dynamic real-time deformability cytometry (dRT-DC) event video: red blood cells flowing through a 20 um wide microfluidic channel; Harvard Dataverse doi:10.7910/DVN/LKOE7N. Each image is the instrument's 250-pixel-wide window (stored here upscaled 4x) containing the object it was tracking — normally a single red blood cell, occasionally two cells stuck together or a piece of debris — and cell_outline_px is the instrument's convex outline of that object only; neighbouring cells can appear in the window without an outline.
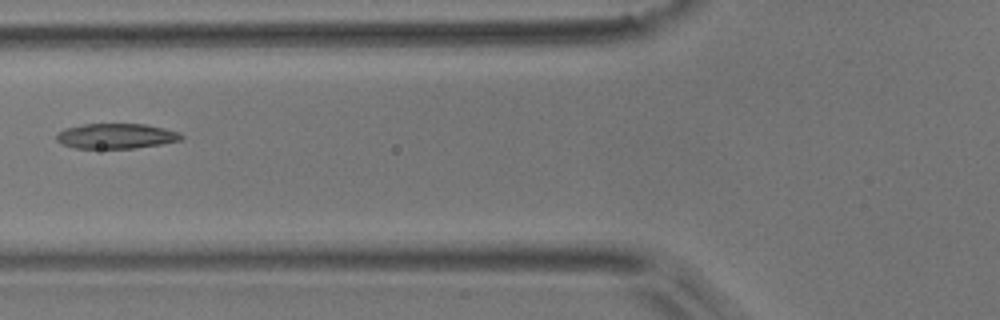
{"species": "common noctule bat (a hibernating species)", "species_latin": "Nyctalus noctula", "temperature_condition": "room temperature", "stored_images_in_passage": 7, "camera_frame_rate_fps": 3000, "um_per_image_px": 0.085, "animal": {"sex": "male", "body_mass_g": 17.9}, "frame": {"image": 1, "passage_image": 6, "time_ms": 1.667, "image_size_px": [1000, 320], "cell_outline_px": [[184, 136], [180, 140], [160, 144], [136, 148], [76, 148], [64, 144], [56, 140], [56, 132], [64, 128], [84, 124], [144, 124], [164, 128], [180, 132]], "centroid_in_image_um": [9.86, 11.56], "position_along_channel_um": 115.9, "area_um2": 18.26}}
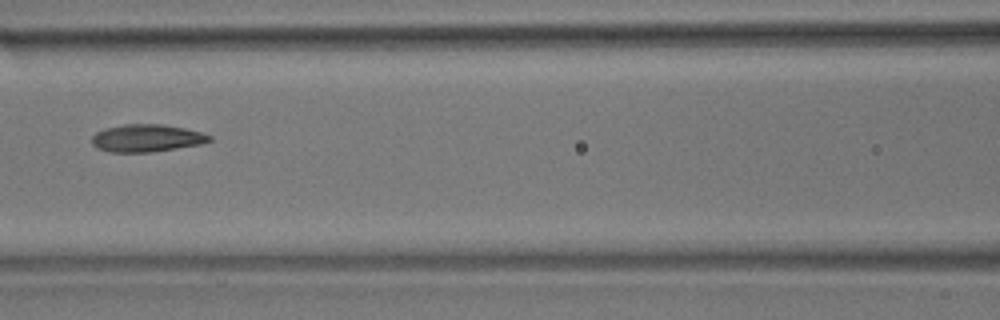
{"frame": {"image": 2, "passage_image": 7, "time_ms": 2.0, "image_size_px": [1000, 320], "cell_outline_px": [[212, 140], [200, 144], [152, 152], [108, 152], [96, 148], [92, 144], [92, 136], [96, 132], [104, 128], [124, 124], [164, 124], [184, 128], [200, 132], [212, 136]], "centroid_in_image_um": [12.43, 11.74], "position_along_channel_um": 154.2, "area_um2": 18.9}}